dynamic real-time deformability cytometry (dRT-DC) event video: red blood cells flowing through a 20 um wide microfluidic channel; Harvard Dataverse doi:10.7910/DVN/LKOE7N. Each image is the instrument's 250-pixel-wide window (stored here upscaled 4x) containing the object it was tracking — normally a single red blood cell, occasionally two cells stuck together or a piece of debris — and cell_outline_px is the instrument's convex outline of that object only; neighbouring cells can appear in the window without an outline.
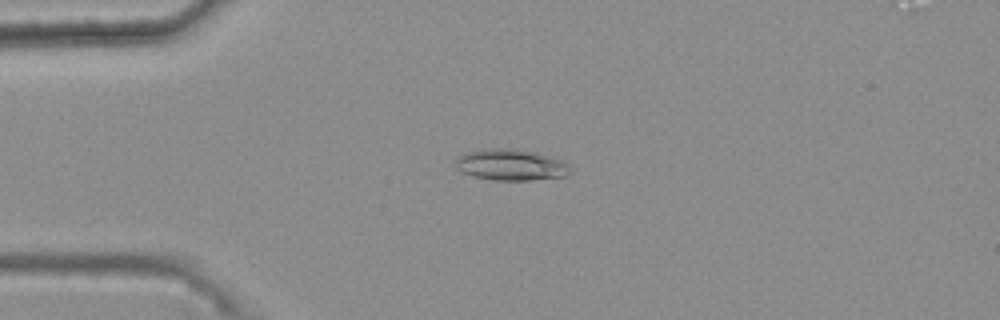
{"species": "common noctule bat (a hibernating species)", "species_latin": "Nyctalus noctula", "temperature_condition": "warm", "stored_images_in_passage": 35, "camera_frame_rate_fps": 3000, "um_per_image_px": 0.085, "animal": {"sex": "female", "body_mass_g": 25.1}, "frame": {"image": 1, "passage_image": 1, "time_ms": 0.0, "image_size_px": [1000, 320], "cell_outline_px": [[572, 172], [564, 176], [532, 180], [492, 180], [472, 176], [456, 168], [456, 156], [464, 152], [488, 148], [516, 148], [536, 152], [572, 164]], "centroid_in_image_um": [43.43, 14.0], "position_along_channel_um": 41.6, "area_um2": 21.21}}
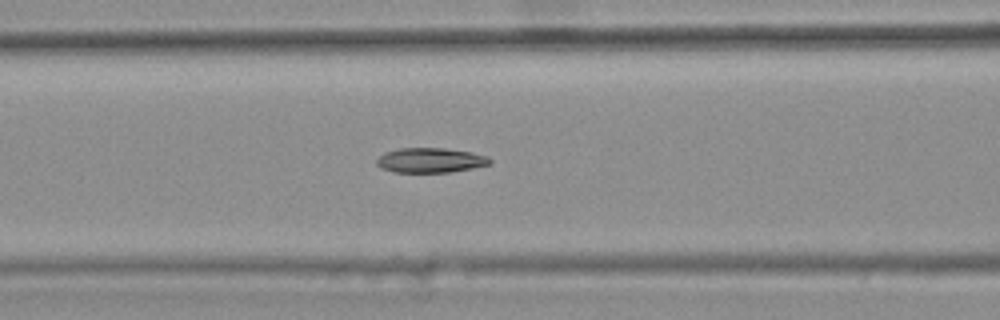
{"frame": {"image": 2, "passage_image": 10, "time_ms": 3.0, "image_size_px": [1000, 320], "cell_outline_px": [[492, 160], [488, 164], [472, 168], [448, 172], [396, 172], [380, 168], [376, 164], [376, 160], [384, 152], [400, 148], [444, 148], [472, 152], [488, 156]], "centroid_in_image_um": [36.56, 13.61], "position_along_channel_um": 130.0, "area_um2": 16.3}}
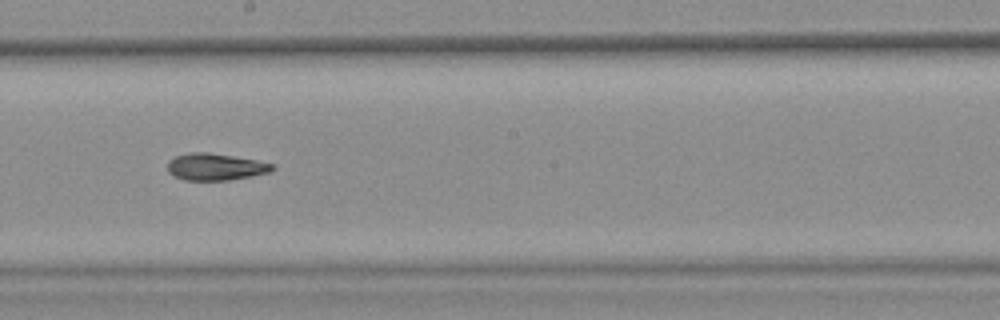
{"frame": {"image": 3, "passage_image": 18, "time_ms": 5.667, "image_size_px": [1000, 320], "cell_outline_px": [[276, 168], [268, 172], [252, 176], [228, 180], [184, 180], [168, 172], [168, 160], [176, 156], [188, 152], [208, 152], [256, 160], [272, 164]], "centroid_in_image_um": [18.29, 14.18], "position_along_channel_um": 229.9, "area_um2": 16.3}, "authors_computed_cell_mechanics": {"area_um2": 16.5886, "velocity_mm_per_s": 3.7502, "shape_relaxation_time_tau1_ms": null, "shape_relaxation_time_tau2_ms": 5.8941, "deformation_change_tau1": null, "deformation_change_tau2": 0.1213}}